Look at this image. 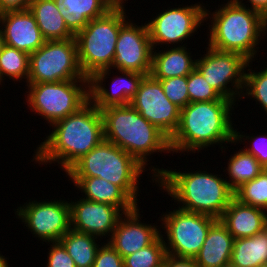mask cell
Wrapping results in <instances>:
<instances>
[{
  "instance_id": "cell-35",
  "label": "cell",
  "mask_w": 267,
  "mask_h": 267,
  "mask_svg": "<svg viewBox=\"0 0 267 267\" xmlns=\"http://www.w3.org/2000/svg\"><path fill=\"white\" fill-rule=\"evenodd\" d=\"M237 129H234V141L231 144H236V143H242L243 141L246 142L245 140H248L249 148L246 145V148L244 149L245 151L249 152L252 154L258 161L259 163L267 169V135L266 133L264 135H258L257 136H252V135H246L243 132L237 131ZM241 133V134H240ZM243 140V141H242Z\"/></svg>"
},
{
  "instance_id": "cell-29",
  "label": "cell",
  "mask_w": 267,
  "mask_h": 267,
  "mask_svg": "<svg viewBox=\"0 0 267 267\" xmlns=\"http://www.w3.org/2000/svg\"><path fill=\"white\" fill-rule=\"evenodd\" d=\"M29 61L28 53L5 44L0 52V85L6 77L16 82H20L24 78V80L26 79L24 82L27 83Z\"/></svg>"
},
{
  "instance_id": "cell-9",
  "label": "cell",
  "mask_w": 267,
  "mask_h": 267,
  "mask_svg": "<svg viewBox=\"0 0 267 267\" xmlns=\"http://www.w3.org/2000/svg\"><path fill=\"white\" fill-rule=\"evenodd\" d=\"M89 80L78 62L75 38L46 41L30 54L27 84Z\"/></svg>"
},
{
  "instance_id": "cell-45",
  "label": "cell",
  "mask_w": 267,
  "mask_h": 267,
  "mask_svg": "<svg viewBox=\"0 0 267 267\" xmlns=\"http://www.w3.org/2000/svg\"><path fill=\"white\" fill-rule=\"evenodd\" d=\"M258 267H267V263L260 264Z\"/></svg>"
},
{
  "instance_id": "cell-13",
  "label": "cell",
  "mask_w": 267,
  "mask_h": 267,
  "mask_svg": "<svg viewBox=\"0 0 267 267\" xmlns=\"http://www.w3.org/2000/svg\"><path fill=\"white\" fill-rule=\"evenodd\" d=\"M47 199L28 203L15 209L16 218L26 224L34 237L43 242H59L62 236L71 229L69 201ZM41 201V202H40Z\"/></svg>"
},
{
  "instance_id": "cell-24",
  "label": "cell",
  "mask_w": 267,
  "mask_h": 267,
  "mask_svg": "<svg viewBox=\"0 0 267 267\" xmlns=\"http://www.w3.org/2000/svg\"><path fill=\"white\" fill-rule=\"evenodd\" d=\"M56 5L74 35L89 21L104 16L112 9L105 0H56Z\"/></svg>"
},
{
  "instance_id": "cell-34",
  "label": "cell",
  "mask_w": 267,
  "mask_h": 267,
  "mask_svg": "<svg viewBox=\"0 0 267 267\" xmlns=\"http://www.w3.org/2000/svg\"><path fill=\"white\" fill-rule=\"evenodd\" d=\"M161 82L165 96L180 109L190 103L187 76H177L168 79H157Z\"/></svg>"
},
{
  "instance_id": "cell-11",
  "label": "cell",
  "mask_w": 267,
  "mask_h": 267,
  "mask_svg": "<svg viewBox=\"0 0 267 267\" xmlns=\"http://www.w3.org/2000/svg\"><path fill=\"white\" fill-rule=\"evenodd\" d=\"M206 48V54L196 61V69L223 98L240 101L249 60L238 53Z\"/></svg>"
},
{
  "instance_id": "cell-44",
  "label": "cell",
  "mask_w": 267,
  "mask_h": 267,
  "mask_svg": "<svg viewBox=\"0 0 267 267\" xmlns=\"http://www.w3.org/2000/svg\"><path fill=\"white\" fill-rule=\"evenodd\" d=\"M223 267H238V266H236L233 263L229 262L226 265H224Z\"/></svg>"
},
{
  "instance_id": "cell-20",
  "label": "cell",
  "mask_w": 267,
  "mask_h": 267,
  "mask_svg": "<svg viewBox=\"0 0 267 267\" xmlns=\"http://www.w3.org/2000/svg\"><path fill=\"white\" fill-rule=\"evenodd\" d=\"M234 239L256 235L267 227V211L233 198L219 219Z\"/></svg>"
},
{
  "instance_id": "cell-38",
  "label": "cell",
  "mask_w": 267,
  "mask_h": 267,
  "mask_svg": "<svg viewBox=\"0 0 267 267\" xmlns=\"http://www.w3.org/2000/svg\"><path fill=\"white\" fill-rule=\"evenodd\" d=\"M163 267H200L194 258L176 257L166 254Z\"/></svg>"
},
{
  "instance_id": "cell-36",
  "label": "cell",
  "mask_w": 267,
  "mask_h": 267,
  "mask_svg": "<svg viewBox=\"0 0 267 267\" xmlns=\"http://www.w3.org/2000/svg\"><path fill=\"white\" fill-rule=\"evenodd\" d=\"M100 244L92 267H124L122 256L108 241Z\"/></svg>"
},
{
  "instance_id": "cell-3",
  "label": "cell",
  "mask_w": 267,
  "mask_h": 267,
  "mask_svg": "<svg viewBox=\"0 0 267 267\" xmlns=\"http://www.w3.org/2000/svg\"><path fill=\"white\" fill-rule=\"evenodd\" d=\"M235 104L231 100H216L193 102L183 107L178 129L170 138L172 154L200 152L212 145H219L223 152V144L234 141L231 112Z\"/></svg>"
},
{
  "instance_id": "cell-28",
  "label": "cell",
  "mask_w": 267,
  "mask_h": 267,
  "mask_svg": "<svg viewBox=\"0 0 267 267\" xmlns=\"http://www.w3.org/2000/svg\"><path fill=\"white\" fill-rule=\"evenodd\" d=\"M230 157L227 163L228 167L224 171L229 175V180L226 179V181L233 191L256 178L265 169L252 154L244 149L240 148Z\"/></svg>"
},
{
  "instance_id": "cell-5",
  "label": "cell",
  "mask_w": 267,
  "mask_h": 267,
  "mask_svg": "<svg viewBox=\"0 0 267 267\" xmlns=\"http://www.w3.org/2000/svg\"><path fill=\"white\" fill-rule=\"evenodd\" d=\"M104 139L126 151L143 167L154 153H172L170 138L131 104L101 110ZM148 156V157H147Z\"/></svg>"
},
{
  "instance_id": "cell-41",
  "label": "cell",
  "mask_w": 267,
  "mask_h": 267,
  "mask_svg": "<svg viewBox=\"0 0 267 267\" xmlns=\"http://www.w3.org/2000/svg\"><path fill=\"white\" fill-rule=\"evenodd\" d=\"M112 9H125L126 0H105ZM128 1V0H127Z\"/></svg>"
},
{
  "instance_id": "cell-2",
  "label": "cell",
  "mask_w": 267,
  "mask_h": 267,
  "mask_svg": "<svg viewBox=\"0 0 267 267\" xmlns=\"http://www.w3.org/2000/svg\"><path fill=\"white\" fill-rule=\"evenodd\" d=\"M153 167V168H152ZM152 169V170H151ZM153 177L159 189L175 200L179 209L188 212L205 214L220 219L224 210L234 198V191L229 187L222 174L207 171H173V169L151 166ZM161 187V188H160ZM180 204V205H179Z\"/></svg>"
},
{
  "instance_id": "cell-7",
  "label": "cell",
  "mask_w": 267,
  "mask_h": 267,
  "mask_svg": "<svg viewBox=\"0 0 267 267\" xmlns=\"http://www.w3.org/2000/svg\"><path fill=\"white\" fill-rule=\"evenodd\" d=\"M128 20L126 9H111L93 19L75 35L78 62L85 77L111 68L120 27Z\"/></svg>"
},
{
  "instance_id": "cell-8",
  "label": "cell",
  "mask_w": 267,
  "mask_h": 267,
  "mask_svg": "<svg viewBox=\"0 0 267 267\" xmlns=\"http://www.w3.org/2000/svg\"><path fill=\"white\" fill-rule=\"evenodd\" d=\"M26 102L30 112L43 117L52 126L77 112L89 101V80H69L26 84Z\"/></svg>"
},
{
  "instance_id": "cell-1",
  "label": "cell",
  "mask_w": 267,
  "mask_h": 267,
  "mask_svg": "<svg viewBox=\"0 0 267 267\" xmlns=\"http://www.w3.org/2000/svg\"><path fill=\"white\" fill-rule=\"evenodd\" d=\"M104 139L101 111L89 100L77 112L57 121L38 145L33 160L39 165L58 163L66 172Z\"/></svg>"
},
{
  "instance_id": "cell-22",
  "label": "cell",
  "mask_w": 267,
  "mask_h": 267,
  "mask_svg": "<svg viewBox=\"0 0 267 267\" xmlns=\"http://www.w3.org/2000/svg\"><path fill=\"white\" fill-rule=\"evenodd\" d=\"M234 237L217 219L210 227L207 237L195 256L200 267H223L230 262Z\"/></svg>"
},
{
  "instance_id": "cell-33",
  "label": "cell",
  "mask_w": 267,
  "mask_h": 267,
  "mask_svg": "<svg viewBox=\"0 0 267 267\" xmlns=\"http://www.w3.org/2000/svg\"><path fill=\"white\" fill-rule=\"evenodd\" d=\"M187 87L190 103L228 100L223 98L212 86H210L196 68L187 76Z\"/></svg>"
},
{
  "instance_id": "cell-25",
  "label": "cell",
  "mask_w": 267,
  "mask_h": 267,
  "mask_svg": "<svg viewBox=\"0 0 267 267\" xmlns=\"http://www.w3.org/2000/svg\"><path fill=\"white\" fill-rule=\"evenodd\" d=\"M46 41L75 38L59 12L56 0H31L29 8Z\"/></svg>"
},
{
  "instance_id": "cell-31",
  "label": "cell",
  "mask_w": 267,
  "mask_h": 267,
  "mask_svg": "<svg viewBox=\"0 0 267 267\" xmlns=\"http://www.w3.org/2000/svg\"><path fill=\"white\" fill-rule=\"evenodd\" d=\"M165 255V245L160 235L152 244L124 257V267H163Z\"/></svg>"
},
{
  "instance_id": "cell-30",
  "label": "cell",
  "mask_w": 267,
  "mask_h": 267,
  "mask_svg": "<svg viewBox=\"0 0 267 267\" xmlns=\"http://www.w3.org/2000/svg\"><path fill=\"white\" fill-rule=\"evenodd\" d=\"M234 198L245 205L259 207L267 211V169L236 189Z\"/></svg>"
},
{
  "instance_id": "cell-39",
  "label": "cell",
  "mask_w": 267,
  "mask_h": 267,
  "mask_svg": "<svg viewBox=\"0 0 267 267\" xmlns=\"http://www.w3.org/2000/svg\"><path fill=\"white\" fill-rule=\"evenodd\" d=\"M31 0H0V14L9 11H22L29 8Z\"/></svg>"
},
{
  "instance_id": "cell-19",
  "label": "cell",
  "mask_w": 267,
  "mask_h": 267,
  "mask_svg": "<svg viewBox=\"0 0 267 267\" xmlns=\"http://www.w3.org/2000/svg\"><path fill=\"white\" fill-rule=\"evenodd\" d=\"M0 27L6 45L29 55L46 42L29 9L0 14Z\"/></svg>"
},
{
  "instance_id": "cell-23",
  "label": "cell",
  "mask_w": 267,
  "mask_h": 267,
  "mask_svg": "<svg viewBox=\"0 0 267 267\" xmlns=\"http://www.w3.org/2000/svg\"><path fill=\"white\" fill-rule=\"evenodd\" d=\"M167 48L152 51L150 75L153 78L168 79L188 76L196 68L197 59L193 60L190 48L187 49V46Z\"/></svg>"
},
{
  "instance_id": "cell-12",
  "label": "cell",
  "mask_w": 267,
  "mask_h": 267,
  "mask_svg": "<svg viewBox=\"0 0 267 267\" xmlns=\"http://www.w3.org/2000/svg\"><path fill=\"white\" fill-rule=\"evenodd\" d=\"M180 6L182 5L169 7L165 11L163 8V11L146 23L153 49L157 48L156 46L161 48V45H166L165 47H171L170 45L173 46V44V47L188 46L183 45L185 39L187 42V39L192 37L201 25L203 26L202 23L205 21L204 4L198 2L190 6Z\"/></svg>"
},
{
  "instance_id": "cell-42",
  "label": "cell",
  "mask_w": 267,
  "mask_h": 267,
  "mask_svg": "<svg viewBox=\"0 0 267 267\" xmlns=\"http://www.w3.org/2000/svg\"><path fill=\"white\" fill-rule=\"evenodd\" d=\"M9 262L7 260V257L1 255V252H0V267H10V265H8Z\"/></svg>"
},
{
  "instance_id": "cell-15",
  "label": "cell",
  "mask_w": 267,
  "mask_h": 267,
  "mask_svg": "<svg viewBox=\"0 0 267 267\" xmlns=\"http://www.w3.org/2000/svg\"><path fill=\"white\" fill-rule=\"evenodd\" d=\"M152 51L147 24L136 25L128 19L120 27L111 69L149 75Z\"/></svg>"
},
{
  "instance_id": "cell-43",
  "label": "cell",
  "mask_w": 267,
  "mask_h": 267,
  "mask_svg": "<svg viewBox=\"0 0 267 267\" xmlns=\"http://www.w3.org/2000/svg\"><path fill=\"white\" fill-rule=\"evenodd\" d=\"M4 45H5L4 35H3V31L0 27V52L2 51Z\"/></svg>"
},
{
  "instance_id": "cell-27",
  "label": "cell",
  "mask_w": 267,
  "mask_h": 267,
  "mask_svg": "<svg viewBox=\"0 0 267 267\" xmlns=\"http://www.w3.org/2000/svg\"><path fill=\"white\" fill-rule=\"evenodd\" d=\"M97 239L100 238L70 229L59 242L74 260L76 267H92L100 247Z\"/></svg>"
},
{
  "instance_id": "cell-10",
  "label": "cell",
  "mask_w": 267,
  "mask_h": 267,
  "mask_svg": "<svg viewBox=\"0 0 267 267\" xmlns=\"http://www.w3.org/2000/svg\"><path fill=\"white\" fill-rule=\"evenodd\" d=\"M167 212V213H166ZM161 214L160 227L166 254L176 257L195 258L199 253L211 225L217 220L214 217L184 211L175 208ZM166 238V239H164ZM167 241V242H166Z\"/></svg>"
},
{
  "instance_id": "cell-32",
  "label": "cell",
  "mask_w": 267,
  "mask_h": 267,
  "mask_svg": "<svg viewBox=\"0 0 267 267\" xmlns=\"http://www.w3.org/2000/svg\"><path fill=\"white\" fill-rule=\"evenodd\" d=\"M253 61H249L247 65V72L245 74V84L241 96V99L251 97L252 100L256 99V103L261 105V109L267 115V67L257 72L256 70L250 69ZM256 71V72H255ZM259 102V103H258Z\"/></svg>"
},
{
  "instance_id": "cell-6",
  "label": "cell",
  "mask_w": 267,
  "mask_h": 267,
  "mask_svg": "<svg viewBox=\"0 0 267 267\" xmlns=\"http://www.w3.org/2000/svg\"><path fill=\"white\" fill-rule=\"evenodd\" d=\"M143 167L117 145L103 139L96 147L75 162L65 173L69 177H100L119 186L138 203L140 175Z\"/></svg>"
},
{
  "instance_id": "cell-40",
  "label": "cell",
  "mask_w": 267,
  "mask_h": 267,
  "mask_svg": "<svg viewBox=\"0 0 267 267\" xmlns=\"http://www.w3.org/2000/svg\"><path fill=\"white\" fill-rule=\"evenodd\" d=\"M246 2L251 4L250 9L259 12L267 19V0H247Z\"/></svg>"
},
{
  "instance_id": "cell-26",
  "label": "cell",
  "mask_w": 267,
  "mask_h": 267,
  "mask_svg": "<svg viewBox=\"0 0 267 267\" xmlns=\"http://www.w3.org/2000/svg\"><path fill=\"white\" fill-rule=\"evenodd\" d=\"M230 262L238 267L267 263V227L251 237L234 239Z\"/></svg>"
},
{
  "instance_id": "cell-4",
  "label": "cell",
  "mask_w": 267,
  "mask_h": 267,
  "mask_svg": "<svg viewBox=\"0 0 267 267\" xmlns=\"http://www.w3.org/2000/svg\"><path fill=\"white\" fill-rule=\"evenodd\" d=\"M242 2L228 0L212 13L205 7V22L212 19L211 25L208 23L207 46L255 61L257 52H260L258 45L263 36L267 37V19Z\"/></svg>"
},
{
  "instance_id": "cell-21",
  "label": "cell",
  "mask_w": 267,
  "mask_h": 267,
  "mask_svg": "<svg viewBox=\"0 0 267 267\" xmlns=\"http://www.w3.org/2000/svg\"><path fill=\"white\" fill-rule=\"evenodd\" d=\"M83 192L86 200L111 204L123 213L132 211L136 204L119 186L100 177H68Z\"/></svg>"
},
{
  "instance_id": "cell-17",
  "label": "cell",
  "mask_w": 267,
  "mask_h": 267,
  "mask_svg": "<svg viewBox=\"0 0 267 267\" xmlns=\"http://www.w3.org/2000/svg\"><path fill=\"white\" fill-rule=\"evenodd\" d=\"M69 205L71 229L101 239L111 238L120 217L124 214L111 204L98 203L83 197L77 201L71 200Z\"/></svg>"
},
{
  "instance_id": "cell-14",
  "label": "cell",
  "mask_w": 267,
  "mask_h": 267,
  "mask_svg": "<svg viewBox=\"0 0 267 267\" xmlns=\"http://www.w3.org/2000/svg\"><path fill=\"white\" fill-rule=\"evenodd\" d=\"M130 104L169 138L178 129L181 109L165 96L161 82L150 74L143 78Z\"/></svg>"
},
{
  "instance_id": "cell-16",
  "label": "cell",
  "mask_w": 267,
  "mask_h": 267,
  "mask_svg": "<svg viewBox=\"0 0 267 267\" xmlns=\"http://www.w3.org/2000/svg\"><path fill=\"white\" fill-rule=\"evenodd\" d=\"M121 75L112 78L110 90L103 84L111 74V68L97 71L89 78V100L101 111L113 106L131 103L146 76L133 71H118ZM106 87V88H105Z\"/></svg>"
},
{
  "instance_id": "cell-18",
  "label": "cell",
  "mask_w": 267,
  "mask_h": 267,
  "mask_svg": "<svg viewBox=\"0 0 267 267\" xmlns=\"http://www.w3.org/2000/svg\"><path fill=\"white\" fill-rule=\"evenodd\" d=\"M138 207L139 205L120 217L111 238L106 240L122 258L152 244L162 232L160 226L140 221L142 216L140 217Z\"/></svg>"
},
{
  "instance_id": "cell-37",
  "label": "cell",
  "mask_w": 267,
  "mask_h": 267,
  "mask_svg": "<svg viewBox=\"0 0 267 267\" xmlns=\"http://www.w3.org/2000/svg\"><path fill=\"white\" fill-rule=\"evenodd\" d=\"M49 244L46 267H76L74 260L60 242H52V244L50 242Z\"/></svg>"
}]
</instances>
